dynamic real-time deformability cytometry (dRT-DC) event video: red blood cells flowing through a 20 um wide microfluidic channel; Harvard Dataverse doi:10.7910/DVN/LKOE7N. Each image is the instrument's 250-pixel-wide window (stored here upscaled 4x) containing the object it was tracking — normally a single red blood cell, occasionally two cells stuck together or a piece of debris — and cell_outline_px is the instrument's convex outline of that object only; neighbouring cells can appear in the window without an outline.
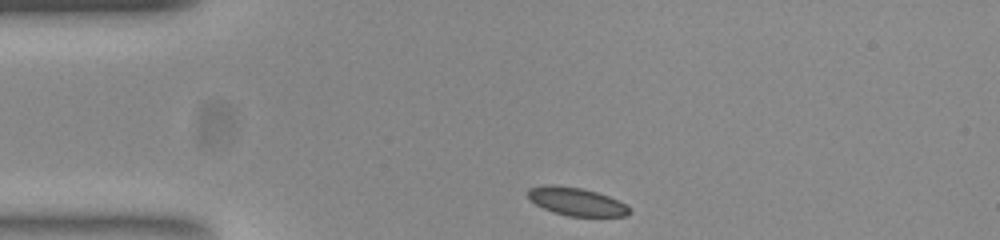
{"species": "common noctule bat (a hibernating species)", "species_latin": "Nyctalus noctula", "temperature_condition": "room temperature", "stored_images_in_passage": 34, "camera_frame_rate_fps": 3000, "um_per_image_px": 0.085, "animal": {"sex": "female", "body_mass_g": 23.0, "forearm_length_mm": 53.4}, "frame": {"image": 1, "passage_image": 1, "time_ms": 0.0, "image_size_px": [1000, 240], "cell_outline_px": [[632, 212], [628, 216], [568, 216], [552, 212], [528, 200], [528, 188], [544, 184], [556, 184], [580, 188], [596, 192], [608, 196], [628, 204]], "centroid_in_image_um": [48.99, 17.13], "position_along_channel_um": 36.0, "area_um2": 16.88}}
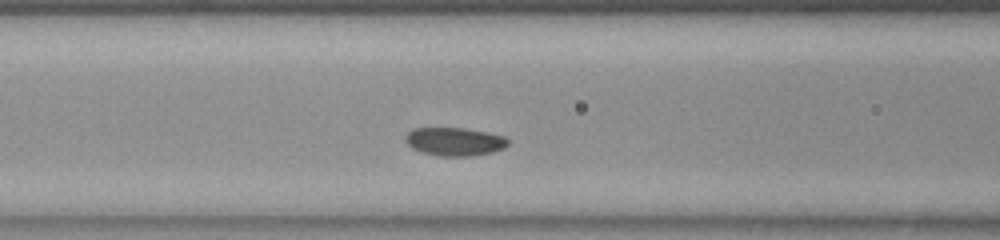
{"frame": {"image": 2, "passage_image": 11, "time_ms": 3.333, "image_size_px": [1000, 240], "cell_outline_px": [[508, 144], [504, 148], [492, 152], [476, 156], [440, 156], [420, 152], [412, 148], [404, 140], [404, 136], [412, 128], [464, 128], [488, 132], [504, 136], [508, 140]], "centroid_in_image_um": [38.62, 12.04], "position_along_channel_um": 128.0, "area_um2": 17.11}}
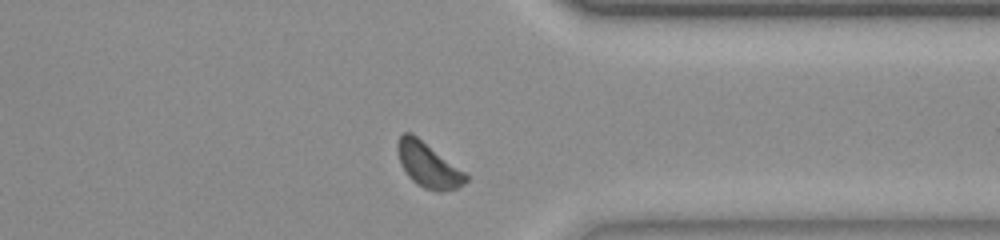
{"frame": {"image": 3, "passage_image": 31, "time_ms": 10.0, "image_size_px": [1000, 240], "cell_outline_px": [[468, 180], [464, 184], [456, 188], [444, 192], [436, 192], [424, 188], [416, 184], [408, 176], [400, 160], [396, 148], [396, 144], [400, 136], [404, 132], [412, 132], [464, 172], [468, 176]], "centroid_in_image_um": [36.39, 14.04], "position_along_channel_um": 375.0, "area_um2": 17.69}, "authors_computed_cell_mechanics": {"area_um2": 17.2533, "velocity_mm_per_s": 3.7926, "shape_relaxation_time_tau1_ms": 1.7183, "shape_relaxation_time_tau2_ms": 8.5184, "deformation_change_tau1": 0.0698, "deformation_change_tau2": 0.1354}}